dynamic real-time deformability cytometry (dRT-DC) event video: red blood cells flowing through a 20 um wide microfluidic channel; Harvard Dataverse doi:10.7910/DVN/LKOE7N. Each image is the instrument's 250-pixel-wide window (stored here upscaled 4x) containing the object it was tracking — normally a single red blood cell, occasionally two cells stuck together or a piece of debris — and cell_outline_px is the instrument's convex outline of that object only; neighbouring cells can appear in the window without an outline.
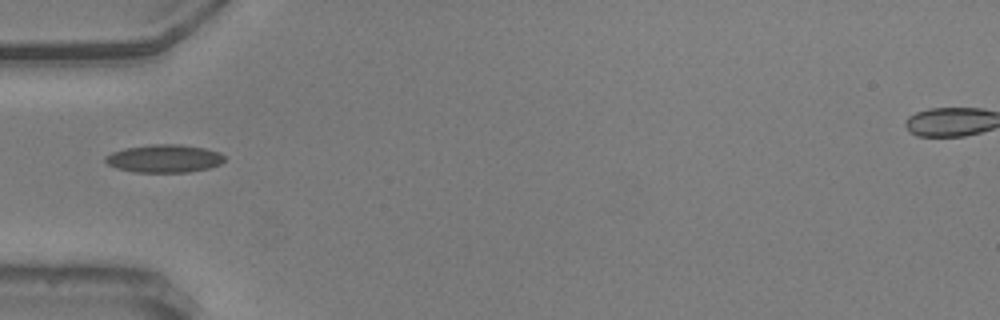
{"species": "common noctule bat (a hibernating species)", "species_latin": "Nyctalus noctula", "temperature_condition": "warm", "stored_images_in_passage": 39, "camera_frame_rate_fps": 3000, "um_per_image_px": 0.085, "animal": {"sex": "male", "body_mass_g": 20.5, "forearm_length_mm": 52.5}, "frame": {"image": 1, "passage_image": 1, "time_ms": 0.0, "image_size_px": [1000, 320], "cell_outline_px": [[224, 160], [220, 164], [208, 168], [188, 172], [132, 172], [116, 168], [108, 164], [104, 160], [104, 156], [112, 152], [124, 148], [152, 144], [180, 144], [204, 148], [220, 152], [224, 156]], "centroid_in_image_um": [13.93, 13.47], "position_along_channel_um": 71.1, "area_um2": 19.48}}
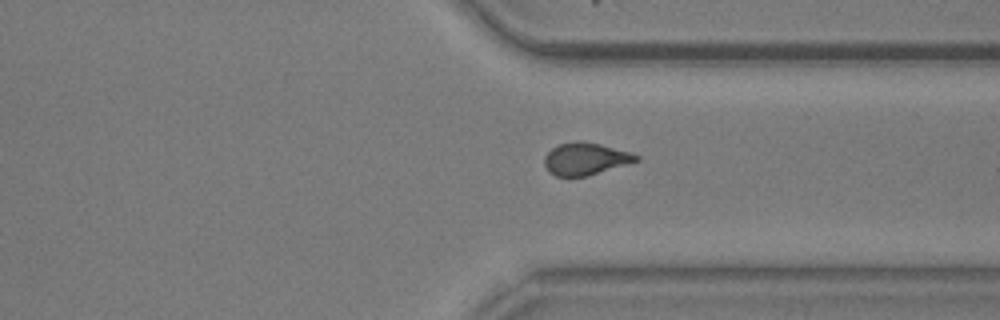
{"frame": {"image": 2, "passage_image": 25, "time_ms": 8.0, "image_size_px": [1000, 320], "cell_outline_px": [[640, 160], [588, 176], [556, 176], [548, 172], [544, 164], [544, 156], [552, 148], [560, 144], [576, 140], [580, 140], [600, 144], [628, 152], [640, 156]], "centroid_in_image_um": [49.74, 13.5], "position_along_channel_um": 361.7, "area_um2": 17.22}}
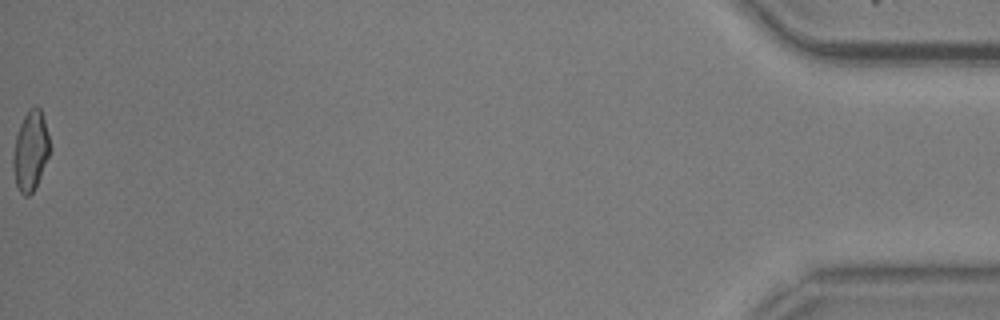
{"frame": {"image": 3, "passage_image": 39, "time_ms": 12.667, "image_size_px": [1000, 320], "cell_outline_px": [[48, 156], [40, 176], [32, 192], [28, 196], [24, 196], [20, 192], [16, 184], [12, 168], [12, 156], [16, 136], [20, 124], [28, 108], [36, 104], [40, 108], [44, 120], [48, 136]], "centroid_in_image_um": [2.56, 12.8], "position_along_channel_um": 432.6, "area_um2": 16.76}, "authors_computed_cell_mechanics": {"area_um2": 17.2244, "velocity_mm_per_s": 3.62, "shape_relaxation_time_tau1_ms": 3.5659, "shape_relaxation_time_tau2_ms": 2.4627, "deformation_change_tau1": 0.1353, "deformation_change_tau2": 0.0893}}